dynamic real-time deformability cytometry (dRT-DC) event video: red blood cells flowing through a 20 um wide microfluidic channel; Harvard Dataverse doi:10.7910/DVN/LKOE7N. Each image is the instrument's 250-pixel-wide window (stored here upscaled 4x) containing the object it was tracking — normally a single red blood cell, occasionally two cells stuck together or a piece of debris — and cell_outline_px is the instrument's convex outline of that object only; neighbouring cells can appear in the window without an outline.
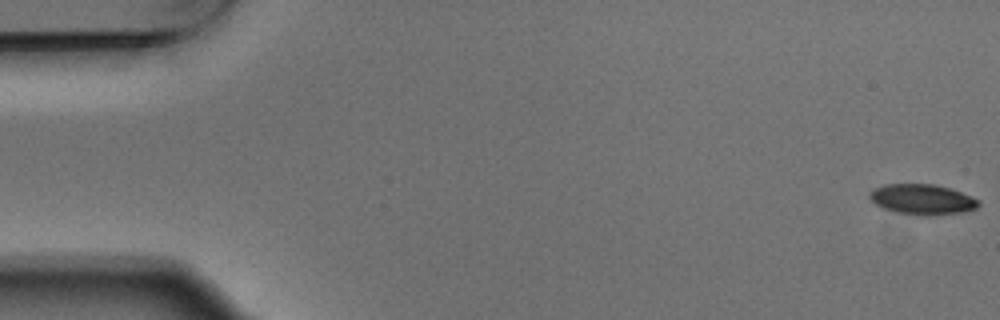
{"species": "Egyptian fruit bat (a non-hibernating species)", "species_latin": "Rousettus aegyptiacus", "temperature_condition": "warm", "stored_images_in_passage": 4, "camera_frame_rate_fps": 3000, "um_per_image_px": 0.085, "animal": {"sex": "male"}, "frame": {"image": 1, "passage_image": 1, "time_ms": 0.0, "image_size_px": [1000, 320], "cell_outline_px": [[980, 204], [976, 208], [964, 212], [928, 216], [920, 216], [896, 212], [884, 208], [876, 204], [868, 196], [876, 188], [884, 184], [936, 184], [972, 196], [980, 200]], "centroid_in_image_um": [78.43, 16.96], "position_along_channel_um": 6.6, "area_um2": 19.25}}
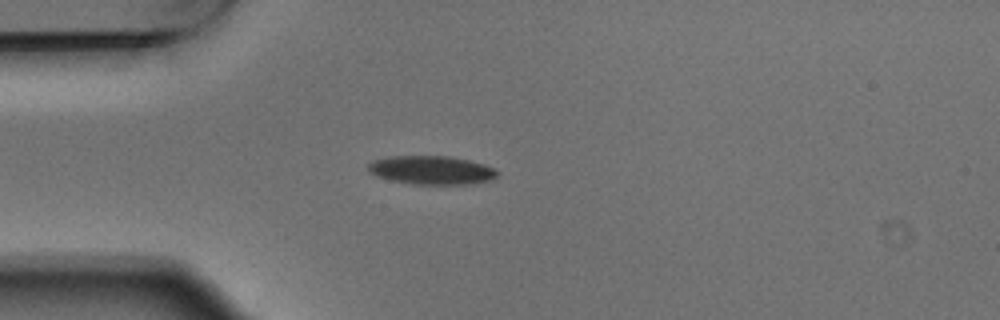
{"frame": {"image": 2, "passage_image": 4, "time_ms": 1.0, "image_size_px": [1000, 320], "cell_outline_px": [[500, 172], [492, 180], [468, 184], [412, 184], [392, 180], [376, 176], [368, 172], [368, 164], [372, 160], [388, 156], [448, 156], [468, 160], [484, 164]], "centroid_in_image_um": [36.65, 14.46], "position_along_channel_um": 48.3, "area_um2": 21.56}}